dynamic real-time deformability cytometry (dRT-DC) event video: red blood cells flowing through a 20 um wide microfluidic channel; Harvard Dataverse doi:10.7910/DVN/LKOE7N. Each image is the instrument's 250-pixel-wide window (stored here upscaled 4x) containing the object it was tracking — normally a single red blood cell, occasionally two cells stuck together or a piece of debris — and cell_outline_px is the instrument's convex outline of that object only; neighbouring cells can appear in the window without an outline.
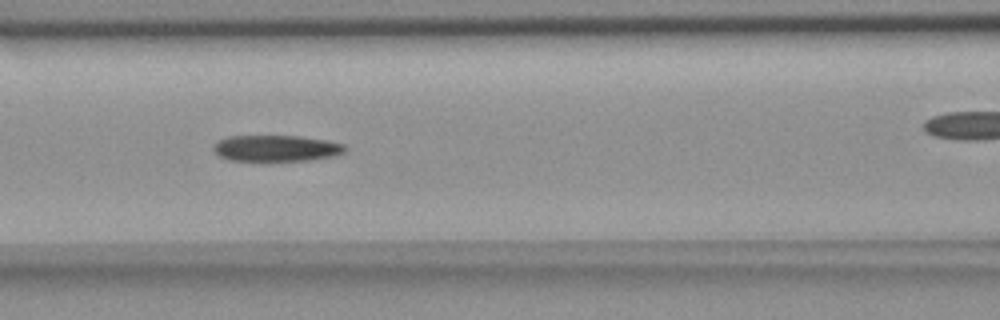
{"species": "common noctule bat (a hibernating species)", "species_latin": "Nyctalus noctula", "temperature_condition": "room temperature", "stored_images_in_passage": 13, "camera_frame_rate_fps": 3000, "um_per_image_px": 0.085, "animal": {"sex": "female", "body_mass_g": 18.4}, "frame": {"image": 1, "passage_image": 4, "time_ms": 1.0, "image_size_px": [1000, 320], "cell_outline_px": [[348, 148], [344, 152], [332, 156], [308, 160], [228, 160], [220, 156], [212, 148], [220, 140], [228, 136], [300, 136], [328, 140], [344, 144]], "centroid_in_image_um": [23.52, 12.59], "position_along_channel_um": 143.1, "area_um2": 19.88}}
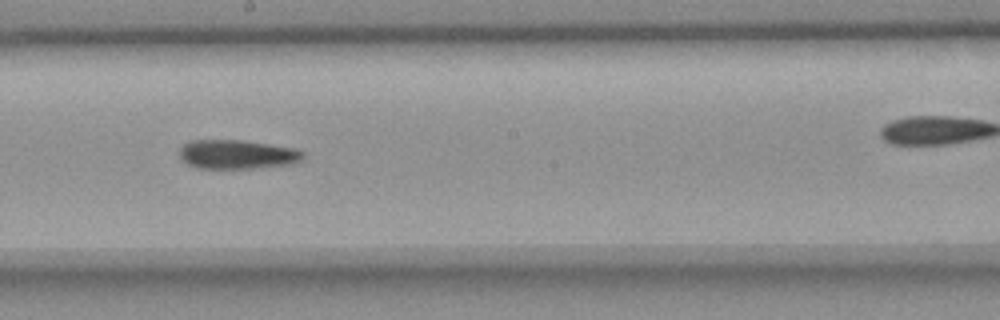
{"frame": {"image": 2, "passage_image": 6, "time_ms": 1.667, "image_size_px": [1000, 320], "cell_outline_px": [[304, 156], [300, 160], [288, 164], [252, 168], [196, 168], [188, 164], [180, 156], [180, 148], [184, 144], [192, 140], [240, 140], [296, 148], [304, 152]], "centroid_in_image_um": [20.15, 13.12], "position_along_channel_um": 228.1, "area_um2": 20.69}}
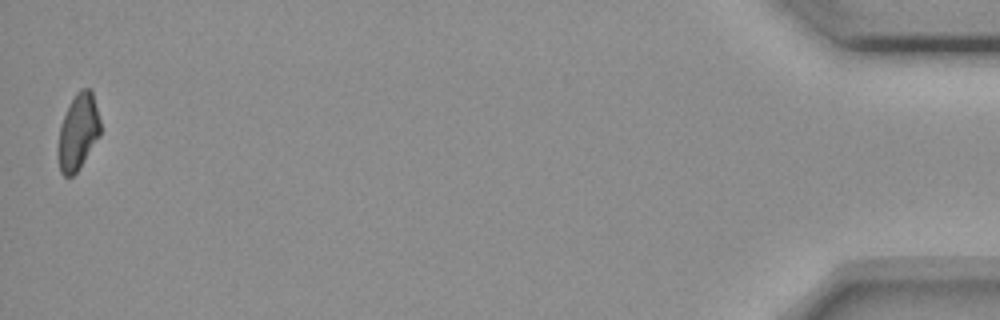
{"frame": {"image": 3, "passage_image": 13, "time_ms": 4.0, "image_size_px": [1000, 320], "cell_outline_px": [[100, 136], [76, 172], [72, 176], [64, 176], [60, 172], [56, 152], [56, 148], [60, 124], [76, 92], [80, 88], [88, 88], [92, 92], [100, 120]], "centroid_in_image_um": [6.6, 11.24], "position_along_channel_um": 428.6, "area_um2": 18.79}}